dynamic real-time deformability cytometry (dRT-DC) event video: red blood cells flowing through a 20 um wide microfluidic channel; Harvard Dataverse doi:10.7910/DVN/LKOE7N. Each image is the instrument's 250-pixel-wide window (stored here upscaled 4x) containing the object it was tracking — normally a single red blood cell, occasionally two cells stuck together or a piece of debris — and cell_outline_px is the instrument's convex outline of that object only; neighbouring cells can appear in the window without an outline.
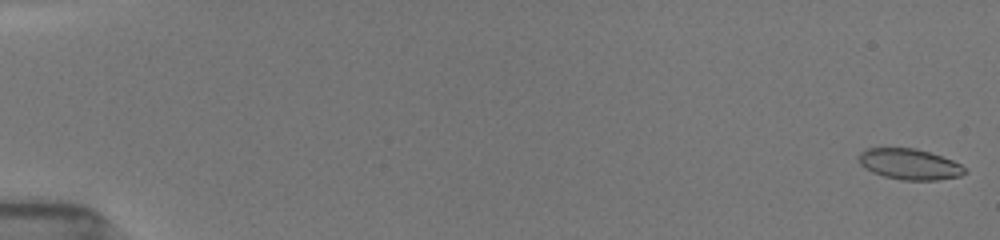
{"species": "common noctule bat (a hibernating species)", "species_latin": "Nyctalus noctula", "temperature_condition": "room temperature", "stored_images_in_passage": 53, "camera_frame_rate_fps": 3000, "um_per_image_px": 0.085, "animal": {"sex": "female", "body_mass_g": 19.5, "forearm_length_mm": 54.1}, "frame": {"image": 1, "passage_image": 1, "time_ms": 0.0, "image_size_px": [1000, 240], "cell_outline_px": [[968, 172], [960, 176], [936, 180], [904, 180], [884, 176], [872, 172], [864, 168], [860, 164], [860, 152], [864, 148], [916, 148], [952, 160], [960, 164]], "centroid_in_image_um": [77.3, 13.95], "position_along_channel_um": 7.7, "area_um2": 18.9}}
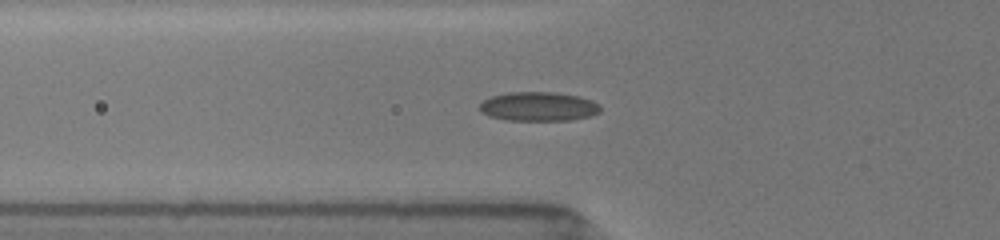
{"frame": {"image": 2, "passage_image": 20, "time_ms": 6.333, "image_size_px": [1000, 240], "cell_outline_px": [[600, 112], [592, 116], [572, 120], [504, 120], [488, 116], [480, 112], [480, 104], [484, 100], [492, 96], [508, 92], [556, 92], [580, 96], [592, 100], [600, 104]], "centroid_in_image_um": [45.8, 9.05], "position_along_channel_um": 80.0, "area_um2": 20.75}}
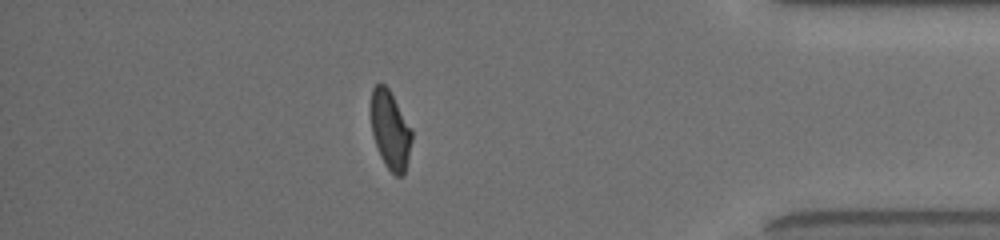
{"frame": {"image": 3, "passage_image": 47, "time_ms": 15.333, "image_size_px": [1000, 240], "cell_outline_px": [[412, 140], [404, 172], [400, 176], [396, 176], [384, 164], [380, 156], [372, 132], [372, 88], [376, 84], [384, 84], [388, 88], [412, 128]], "centroid_in_image_um": [33.19, 11.05], "position_along_channel_um": 402.0, "area_um2": 18.26}, "authors_computed_cell_mechanics": {"area_um2": 19.7676, "velocity_mm_per_s": 3.9264, "shape_relaxation_time_tau1_ms": 9.1309, "shape_relaxation_time_tau2_ms": 1.0252, "deformation_change_tau1": 0.2034, "deformation_change_tau2": 0.0636}}